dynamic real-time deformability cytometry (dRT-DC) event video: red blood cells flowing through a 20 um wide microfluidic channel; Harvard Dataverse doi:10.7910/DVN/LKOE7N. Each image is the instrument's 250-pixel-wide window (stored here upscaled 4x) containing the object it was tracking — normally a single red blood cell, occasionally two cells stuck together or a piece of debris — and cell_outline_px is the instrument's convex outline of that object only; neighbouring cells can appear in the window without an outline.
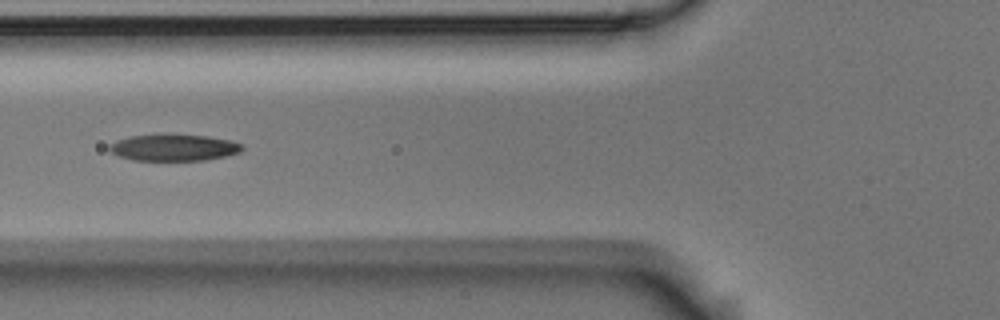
{"species": "Egyptian fruit bat (a non-hibernating species)", "species_latin": "Rousettus aegyptiacus", "temperature_condition": "room temperature", "stored_images_in_passage": 17, "camera_frame_rate_fps": 3000, "um_per_image_px": 0.085, "animal": {"sex": "male"}, "frame": {"image": 1, "passage_image": 6, "time_ms": 1.667, "image_size_px": [1000, 320], "cell_outline_px": [[244, 148], [240, 152], [224, 156], [204, 160], [132, 160], [120, 156], [112, 152], [108, 148], [108, 144], [116, 140], [128, 136], [160, 132], [208, 136], [232, 140], [244, 144]], "centroid_in_image_um": [14.76, 12.5], "position_along_channel_um": 111.0, "area_um2": 21.27}}
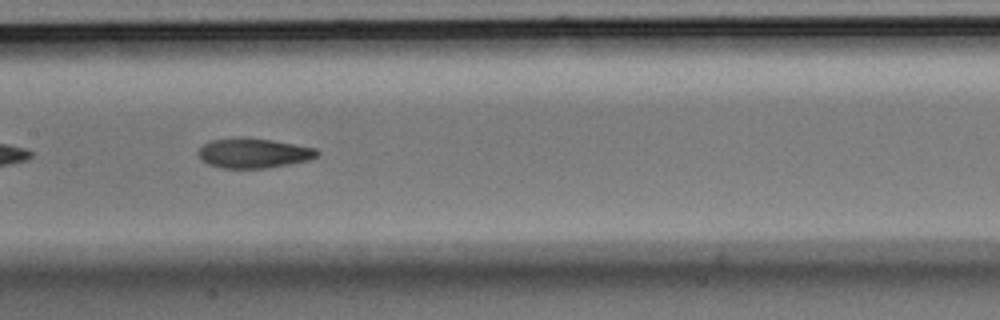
{"frame": {"image": 2, "passage_image": 12, "time_ms": 3.667, "image_size_px": [1000, 320], "cell_outline_px": [[320, 152], [316, 156], [308, 160], [288, 164], [264, 168], [220, 168], [208, 164], [200, 160], [196, 152], [204, 144], [212, 140], [236, 136], [244, 136], [272, 140], [316, 148]], "centroid_in_image_um": [21.49, 13.0], "position_along_channel_um": 185.9, "area_um2": 20.87}}
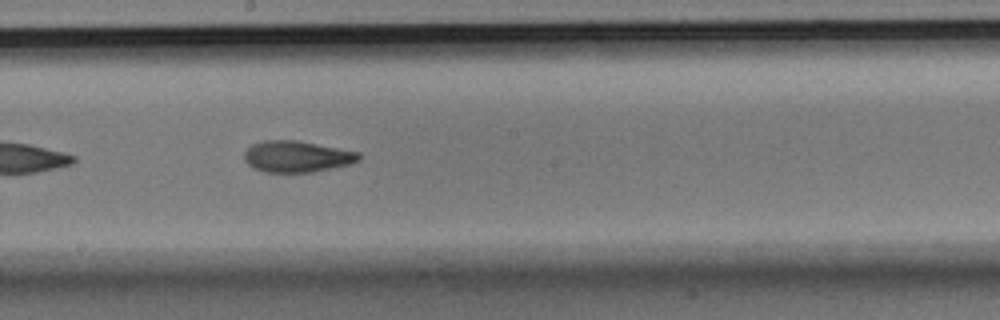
{"frame": {"image": 3, "passage_image": 15, "time_ms": 4.667, "image_size_px": [1000, 320], "cell_outline_px": [[360, 160], [352, 164], [312, 172], [264, 172], [252, 168], [244, 160], [244, 152], [252, 144], [264, 140], [296, 140], [360, 152]], "centroid_in_image_um": [25.23, 13.31], "position_along_channel_um": 223.0, "area_um2": 21.04}}